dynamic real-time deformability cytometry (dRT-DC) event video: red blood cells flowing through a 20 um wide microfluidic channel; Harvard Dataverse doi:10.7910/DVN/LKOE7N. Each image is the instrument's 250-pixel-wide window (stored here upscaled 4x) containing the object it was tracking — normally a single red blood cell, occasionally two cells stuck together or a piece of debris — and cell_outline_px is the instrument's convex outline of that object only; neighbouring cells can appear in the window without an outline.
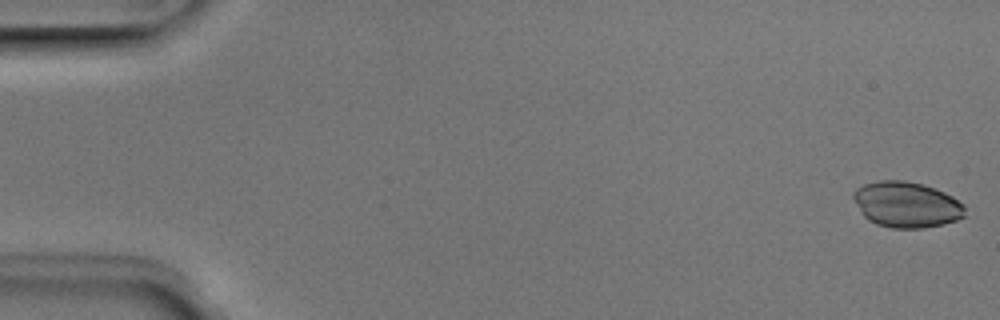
{"species": "Egyptian fruit bat (a non-hibernating species)", "species_latin": "Rousettus aegyptiacus", "temperature_condition": "room temperature", "stored_images_in_passage": 6, "segment_of_instrument_passage": [1, 2], "camera_frame_rate_fps": 3000, "um_per_image_px": 0.085, "animal": {"sex": "male"}, "frame": {"image": 1, "passage_image": 1, "time_ms": 0.0, "image_size_px": [1000, 320], "cell_outline_px": [[964, 216], [956, 220], [944, 224], [924, 228], [892, 228], [876, 224], [868, 220], [860, 212], [852, 196], [852, 192], [856, 188], [864, 184], [880, 180], [904, 180], [924, 184], [936, 188], [952, 196], [964, 204]], "centroid_in_image_um": [77.04, 17.38], "position_along_channel_um": 8.0, "area_um2": 30.0}}
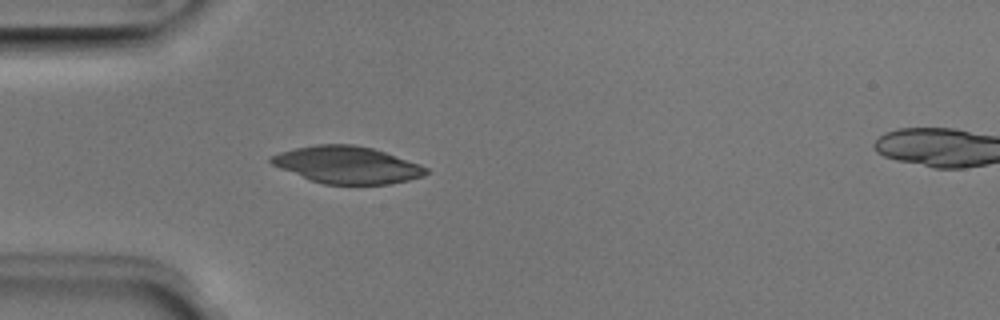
{"frame": {"image": 2, "passage_image": 5, "time_ms": 1.333, "image_size_px": [1000, 320], "cell_outline_px": [[428, 172], [424, 176], [392, 184], [324, 184], [312, 180], [280, 168], [272, 164], [268, 160], [268, 156], [280, 152], [296, 148], [316, 144], [352, 144], [372, 148], [420, 164], [428, 168]], "centroid_in_image_um": [29.51, 14.01], "position_along_channel_um": 55.5, "area_um2": 33.29}}